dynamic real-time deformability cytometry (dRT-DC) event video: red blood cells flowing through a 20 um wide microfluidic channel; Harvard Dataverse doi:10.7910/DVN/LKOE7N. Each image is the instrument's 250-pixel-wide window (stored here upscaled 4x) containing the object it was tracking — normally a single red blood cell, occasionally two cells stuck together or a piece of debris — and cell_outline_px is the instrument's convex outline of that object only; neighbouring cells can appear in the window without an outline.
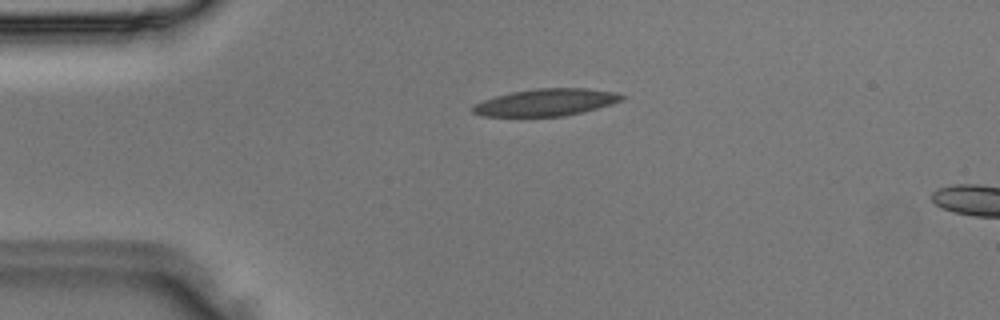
{"species": "Egyptian fruit bat (a non-hibernating species)", "species_latin": "Rousettus aegyptiacus", "temperature_condition": "room temperature", "stored_images_in_passage": 3, "camera_frame_rate_fps": 3000, "um_per_image_px": 0.085, "animal": {"sex": "male"}, "frame": {"image": 1, "passage_image": 3, "time_ms": 0.667, "image_size_px": [1000, 320], "cell_outline_px": [[628, 96], [612, 104], [564, 116], [484, 116], [472, 112], [472, 108], [476, 104], [484, 100], [496, 96], [512, 92], [536, 88], [584, 88], [616, 92]], "centroid_in_image_um": [46.44, 8.69], "position_along_channel_um": 38.6, "area_um2": 23.24}}